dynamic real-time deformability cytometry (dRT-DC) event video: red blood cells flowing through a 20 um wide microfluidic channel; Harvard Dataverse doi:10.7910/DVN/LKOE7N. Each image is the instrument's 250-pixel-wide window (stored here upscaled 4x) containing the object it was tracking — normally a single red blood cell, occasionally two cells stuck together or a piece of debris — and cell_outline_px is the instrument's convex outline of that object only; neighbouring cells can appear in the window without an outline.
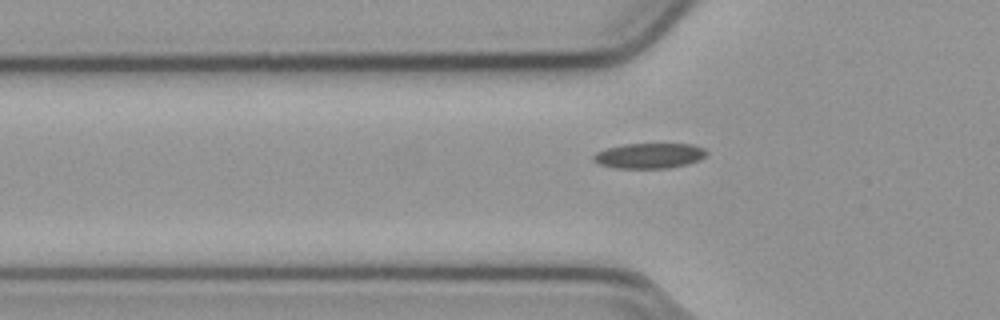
{"species": "common noctule bat (a hibernating species)", "species_latin": "Nyctalus noctula", "temperature_condition": "cold", "stored_images_in_passage": 35, "camera_frame_rate_fps": 3000, "um_per_image_px": 0.085, "animal": {"sex": "male", "body_mass_g": 23.1, "forearm_length_mm": 52.7}, "frame": {"image": 1, "passage_image": 4, "time_ms": 1.0, "image_size_px": [1000, 320], "cell_outline_px": [[708, 152], [704, 156], [696, 160], [684, 164], [668, 168], [616, 168], [600, 164], [592, 160], [592, 156], [596, 152], [604, 148], [624, 144], [692, 144], [704, 148]], "centroid_in_image_um": [55.13, 13.22], "position_along_channel_um": 70.7, "area_um2": 16.53}}
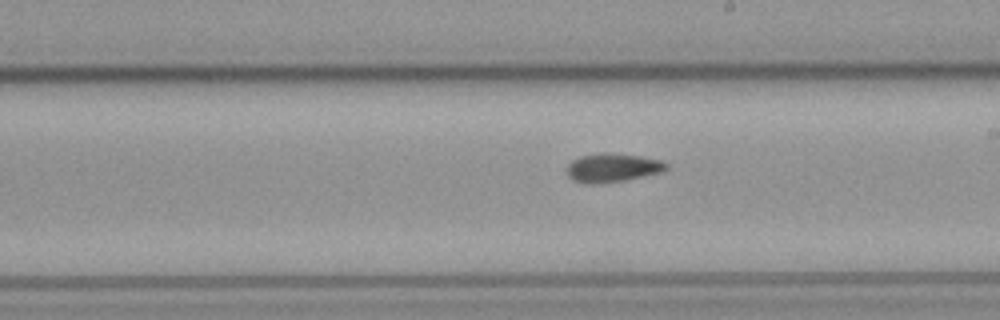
{"frame": {"image": 2, "passage_image": 17, "time_ms": 5.333, "image_size_px": [1000, 320], "cell_outline_px": [[668, 168], [660, 172], [624, 180], [600, 184], [584, 184], [572, 180], [568, 176], [568, 164], [572, 160], [580, 156], [604, 152], [640, 156], [660, 160], [668, 164]], "centroid_in_image_um": [52.02, 14.26], "position_along_channel_um": 237.0, "area_um2": 16.59}}
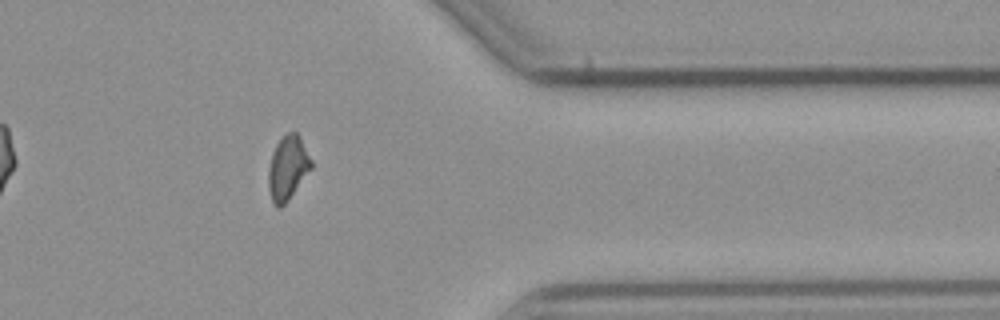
{"frame": {"image": 3, "passage_image": 30, "time_ms": 9.667, "image_size_px": [1000, 320], "cell_outline_px": [[312, 168], [288, 200], [280, 208], [276, 208], [272, 200], [268, 188], [268, 168], [272, 152], [276, 144], [288, 132], [296, 132], [312, 160]], "centroid_in_image_um": [24.44, 14.3], "position_along_channel_um": 387.0, "area_um2": 15.84}}